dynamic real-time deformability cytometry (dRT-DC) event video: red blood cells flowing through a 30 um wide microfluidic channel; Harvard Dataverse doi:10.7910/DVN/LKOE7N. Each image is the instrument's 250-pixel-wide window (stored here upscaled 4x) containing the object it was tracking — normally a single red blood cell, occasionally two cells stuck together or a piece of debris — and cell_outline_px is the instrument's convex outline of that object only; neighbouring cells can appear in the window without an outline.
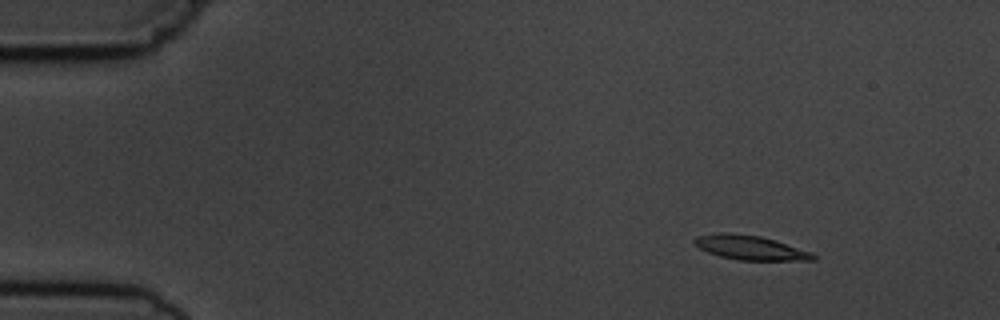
{"species": "common noctule bat (a hibernating species)", "species_latin": "Nyctalus noctula", "temperature_condition": "cold", "stored_images_in_passage": 4, "camera_frame_rate_fps": 3000, "um_per_image_px": 0.085, "animal": {"sex": "male", "body_mass_g": 19.5, "forearm_length_mm": 54.6}, "frame": {"image": 1, "passage_image": 1, "time_ms": 0.0, "image_size_px": [1000, 320], "cell_outline_px": [[816, 260], [736, 260], [720, 256], [708, 252], [692, 244], [692, 240], [696, 236], [720, 232], [728, 232], [760, 236], [776, 240], [808, 252], [816, 256]], "centroid_in_image_um": [63.68, 21.04], "position_along_channel_um": 21.3, "area_um2": 16.76}}
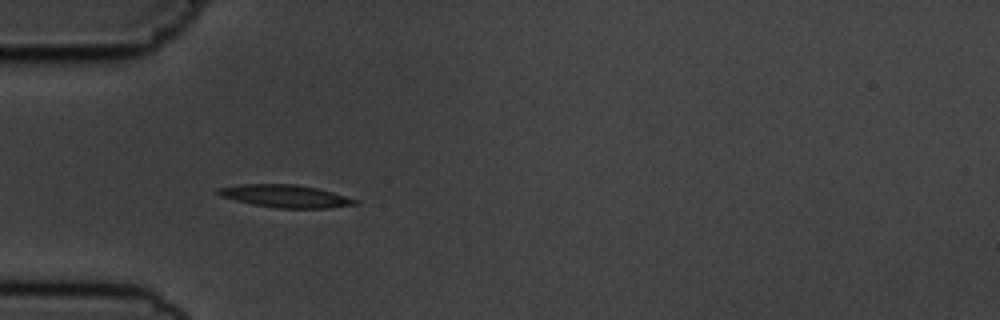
{"frame": {"image": 2, "passage_image": 3, "time_ms": 3.333, "image_size_px": [1000, 320], "cell_outline_px": [[360, 204], [328, 208], [276, 208], [252, 204], [220, 196], [216, 192], [216, 188], [244, 184], [296, 184], [316, 188], [332, 192], [360, 200]], "centroid_in_image_um": [24.29, 16.67], "position_along_channel_um": 60.7, "area_um2": 18.09}}
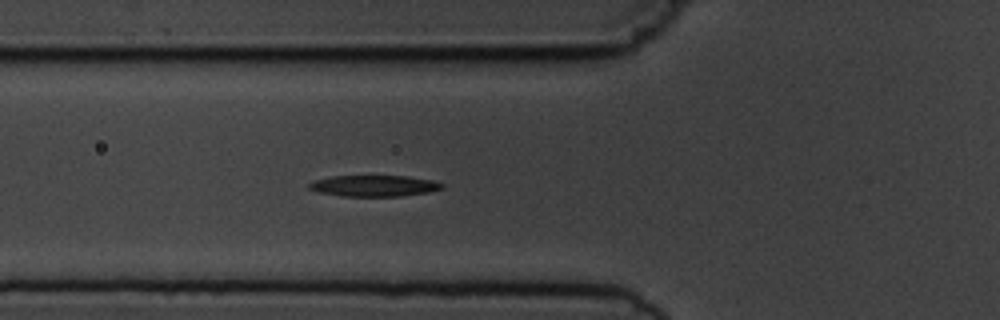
{"frame": {"image": 3, "passage_image": 4, "time_ms": 4.333, "image_size_px": [1000, 320], "cell_outline_px": [[444, 188], [428, 192], [400, 196], [344, 196], [320, 192], [308, 188], [308, 184], [312, 180], [332, 176], [408, 176], [432, 180], [444, 184]], "centroid_in_image_um": [31.8, 15.79], "position_along_channel_um": 94.0, "area_um2": 16.36}}